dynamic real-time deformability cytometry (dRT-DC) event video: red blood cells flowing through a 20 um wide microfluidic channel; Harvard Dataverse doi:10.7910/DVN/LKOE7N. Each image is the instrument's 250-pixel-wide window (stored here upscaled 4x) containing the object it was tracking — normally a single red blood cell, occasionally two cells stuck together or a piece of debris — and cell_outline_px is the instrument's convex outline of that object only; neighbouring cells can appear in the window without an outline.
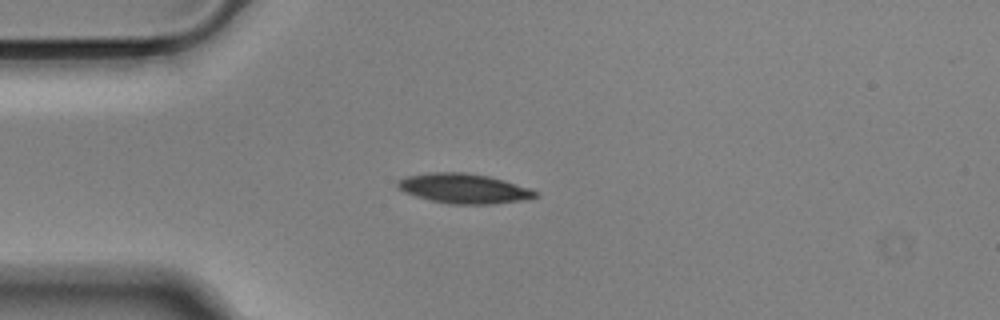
{"species": "Egyptian fruit bat (a non-hibernating species)", "species_latin": "Rousettus aegyptiacus", "temperature_condition": "cold", "stored_images_in_passage": 42, "camera_frame_rate_fps": 3000, "um_per_image_px": 0.085, "animal": {"sex": "male"}, "frame": {"image": 1, "passage_image": 1, "time_ms": 0.0, "image_size_px": [1000, 320], "cell_outline_px": [[540, 196], [528, 200], [492, 204], [448, 204], [428, 200], [404, 192], [396, 184], [404, 176], [428, 172], [464, 172], [488, 176], [504, 180], [532, 188], [540, 192]], "centroid_in_image_um": [39.5, 16.03], "position_along_channel_um": 45.5, "area_um2": 24.33}}
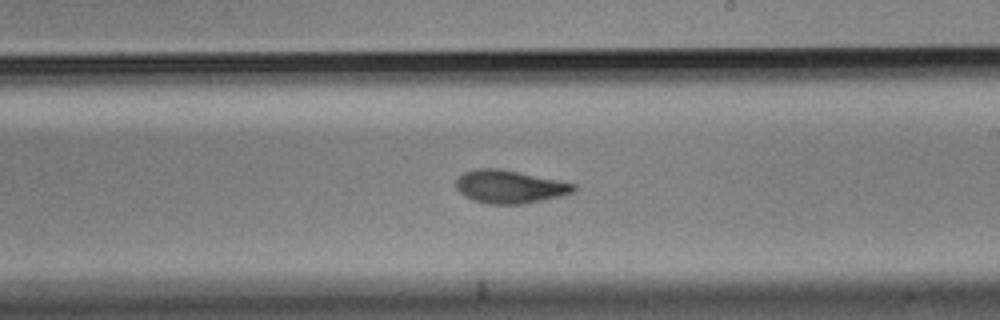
{"frame": {"image": 2, "passage_image": 19, "time_ms": 6.0, "image_size_px": [1000, 320], "cell_outline_px": [[576, 188], [572, 192], [560, 196], [520, 204], [488, 204], [472, 200], [464, 196], [456, 188], [456, 180], [464, 172], [480, 168], [496, 168], [576, 184]], "centroid_in_image_um": [43.27, 15.88], "position_along_channel_um": 245.7, "area_um2": 22.2}}
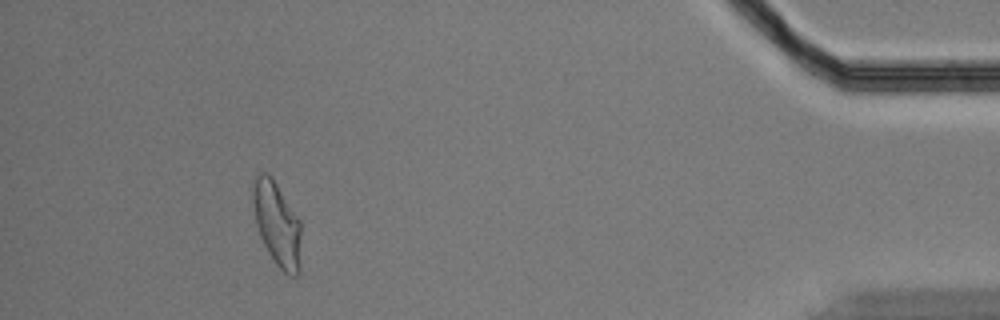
{"frame": {"image": 3, "passage_image": 38, "time_ms": 12.333, "image_size_px": [1000, 320], "cell_outline_px": [[300, 272], [296, 276], [288, 276], [276, 264], [268, 252], [260, 236], [256, 224], [252, 200], [252, 184], [256, 176], [260, 172], [268, 172], [272, 176], [300, 220]], "centroid_in_image_um": [23.54, 19.01], "position_along_channel_um": 411.7, "area_um2": 23.81}, "authors_computed_cell_mechanics": {"area_um2": 22.831, "velocity_mm_per_s": 3.5821, "shape_relaxation_time_tau1_ms": 4.4307, "shape_relaxation_time_tau2_ms": 2.8592, "deformation_change_tau1": 0.1407, "deformation_change_tau2": 0.0897}}